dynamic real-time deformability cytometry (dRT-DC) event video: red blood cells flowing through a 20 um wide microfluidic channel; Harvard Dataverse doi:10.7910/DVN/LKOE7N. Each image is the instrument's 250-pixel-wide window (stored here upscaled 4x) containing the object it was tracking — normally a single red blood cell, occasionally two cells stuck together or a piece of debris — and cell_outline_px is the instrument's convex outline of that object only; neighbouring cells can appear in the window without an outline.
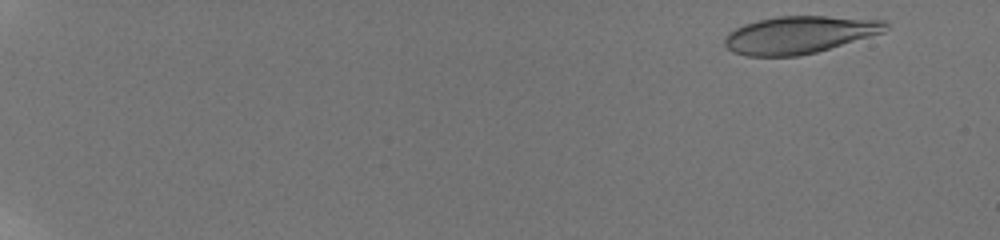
{"species": "human", "species_latin": "Homo sapiens", "temperature_condition": "room temperature", "stored_images_in_passage": 101, "camera_frame_rate_fps": 3000, "um_per_image_px": 0.085, "donor": {"sex": "male"}, "frame": {"image": 1, "passage_image": 9, "time_ms": 1.0, "image_size_px": [1000, 240], "cell_outline_px": [[888, 28], [884, 32], [816, 52], [800, 56], [748, 56], [732, 52], [724, 44], [724, 40], [728, 32], [744, 24], [760, 20], [780, 16], [828, 16], [884, 20], [888, 24]], "centroid_in_image_um": [67.94, 2.96], "position_along_channel_um": 17.1, "area_um2": 34.91}}
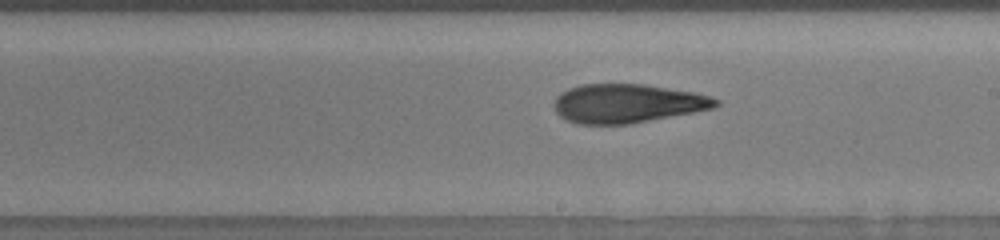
{"frame": {"image": 2, "passage_image": 68, "time_ms": 12.0, "image_size_px": [1000, 240], "cell_outline_px": [[720, 104], [712, 108], [696, 112], [628, 124], [576, 124], [560, 116], [556, 112], [552, 104], [556, 96], [560, 92], [568, 88], [580, 84], [644, 84], [696, 92], [712, 96], [720, 100]], "centroid_in_image_um": [53.32, 8.78], "position_along_channel_um": 235.7, "area_um2": 36.99}}
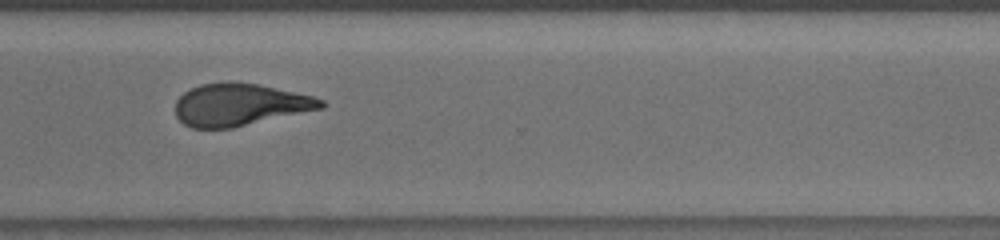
{"frame": {"image": 3, "passage_image": 81, "time_ms": 15.0, "image_size_px": [1000, 240], "cell_outline_px": [[324, 108], [232, 128], [192, 128], [184, 124], [176, 116], [176, 100], [184, 92], [200, 84], [224, 80], [232, 80], [260, 84], [312, 96], [324, 100]], "centroid_in_image_um": [20.37, 8.88], "position_along_channel_um": 350.2, "area_um2": 36.18}, "authors_computed_cell_mechanics": {"area_um2": 35.6048, "velocity_mm_per_s": 3.8248, "shape_relaxation_time_tau1_ms": 11.2831, "shape_relaxation_time_tau2_ms": 2.6033, "deformation_change_tau1": 0.3206, "deformation_change_tau2": 0.1119}}